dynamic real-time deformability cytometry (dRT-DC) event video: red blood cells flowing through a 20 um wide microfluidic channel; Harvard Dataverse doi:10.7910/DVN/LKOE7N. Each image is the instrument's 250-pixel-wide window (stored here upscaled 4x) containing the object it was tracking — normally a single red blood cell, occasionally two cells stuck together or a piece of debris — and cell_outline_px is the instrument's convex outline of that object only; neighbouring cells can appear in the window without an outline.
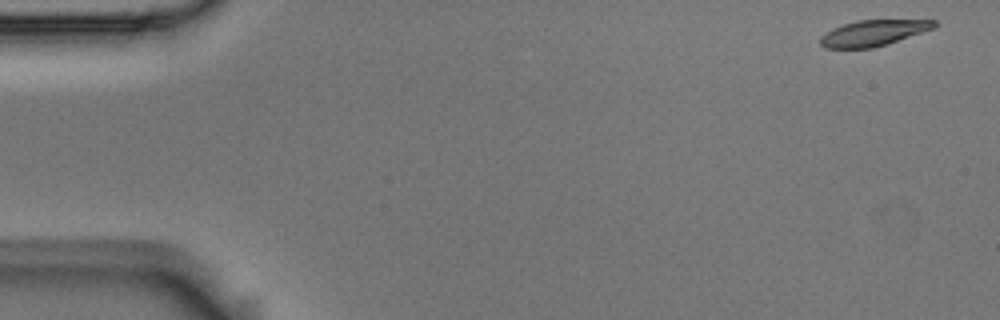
{"species": "Egyptian fruit bat (a non-hibernating species)", "species_latin": "Rousettus aegyptiacus", "temperature_condition": "room temperature", "stored_images_in_passage": 5, "camera_frame_rate_fps": 3000, "um_per_image_px": 0.085, "animal": {"sex": "male"}, "frame": {"image": 1, "passage_image": 1, "time_ms": 0.0, "image_size_px": [1000, 320], "cell_outline_px": [[936, 28], [888, 44], [872, 48], [824, 48], [820, 44], [820, 36], [832, 28], [856, 20], [936, 20]], "centroid_in_image_um": [74.23, 2.8], "position_along_channel_um": 10.8, "area_um2": 17.28}}
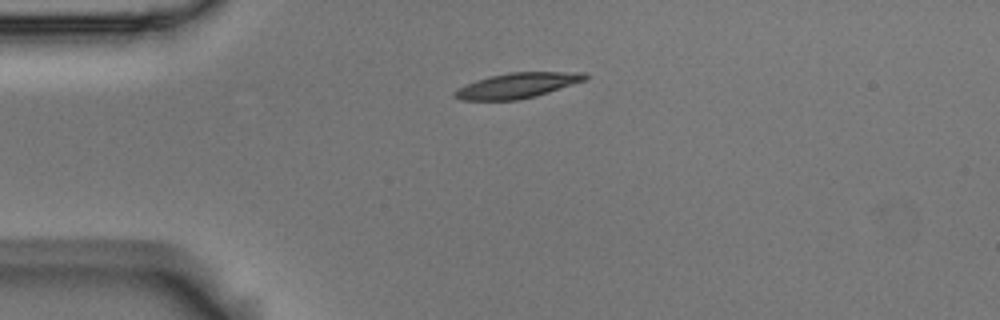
{"frame": {"image": 2, "passage_image": 4, "time_ms": 1.0, "image_size_px": [1000, 320], "cell_outline_px": [[588, 80], [536, 96], [520, 100], [464, 100], [452, 96], [452, 92], [476, 80], [488, 76], [508, 72], [584, 72], [588, 76]], "centroid_in_image_um": [44.01, 7.26], "position_along_channel_um": 41.0, "area_um2": 19.31}}